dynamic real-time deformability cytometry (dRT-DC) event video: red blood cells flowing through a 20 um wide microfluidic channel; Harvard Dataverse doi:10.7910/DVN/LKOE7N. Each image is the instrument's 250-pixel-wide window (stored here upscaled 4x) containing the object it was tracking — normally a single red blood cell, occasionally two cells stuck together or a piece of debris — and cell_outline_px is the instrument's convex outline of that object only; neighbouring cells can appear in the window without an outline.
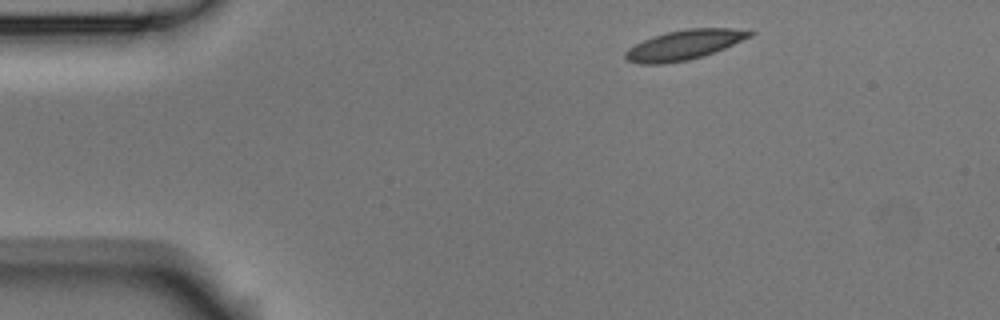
{"species": "Egyptian fruit bat (a non-hibernating species)", "species_latin": "Rousettus aegyptiacus", "temperature_condition": "room temperature", "stored_images_in_passage": 2, "camera_frame_rate_fps": 3000, "um_per_image_px": 0.085, "animal": {"sex": "male"}, "frame": {"image": 1, "passage_image": 1, "time_ms": 0.0, "image_size_px": [1000, 320], "cell_outline_px": [[756, 32], [752, 36], [724, 48], [704, 56], [688, 60], [660, 64], [640, 64], [628, 60], [624, 56], [624, 52], [628, 48], [652, 36], [668, 32], [688, 28], [732, 28]], "centroid_in_image_um": [58.15, 3.81], "position_along_channel_um": 26.8, "area_um2": 21.44}}